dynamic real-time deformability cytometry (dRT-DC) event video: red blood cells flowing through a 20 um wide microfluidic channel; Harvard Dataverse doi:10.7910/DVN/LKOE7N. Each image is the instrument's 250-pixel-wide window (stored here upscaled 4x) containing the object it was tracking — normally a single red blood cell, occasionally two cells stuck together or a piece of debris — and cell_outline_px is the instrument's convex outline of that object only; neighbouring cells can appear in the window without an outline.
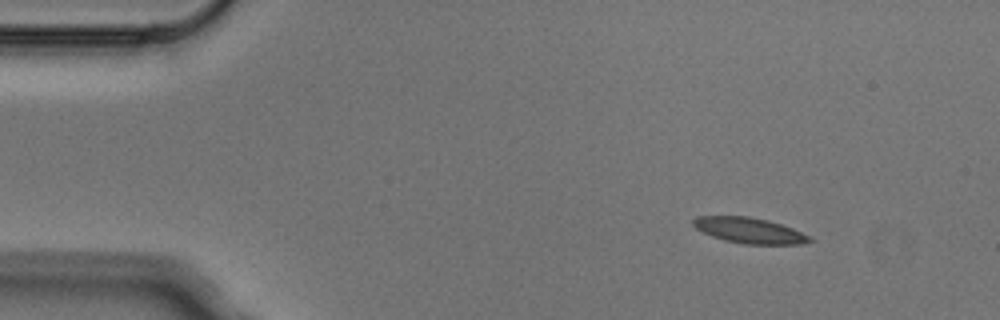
{"species": "Egyptian fruit bat (a non-hibernating species)", "species_latin": "Rousettus aegyptiacus", "temperature_condition": "cold", "stored_images_in_passage": 4, "camera_frame_rate_fps": 3000, "um_per_image_px": 0.085, "animal": {"sex": "male"}, "frame": {"image": 1, "passage_image": 1, "time_ms": 0.0, "image_size_px": [1000, 320], "cell_outline_px": [[816, 240], [804, 244], [744, 244], [724, 240], [712, 236], [696, 228], [692, 224], [692, 220], [696, 216], [748, 216], [768, 220], [792, 228], [812, 236]], "centroid_in_image_um": [63.75, 19.59], "position_along_channel_um": 21.3, "area_um2": 17.51}}
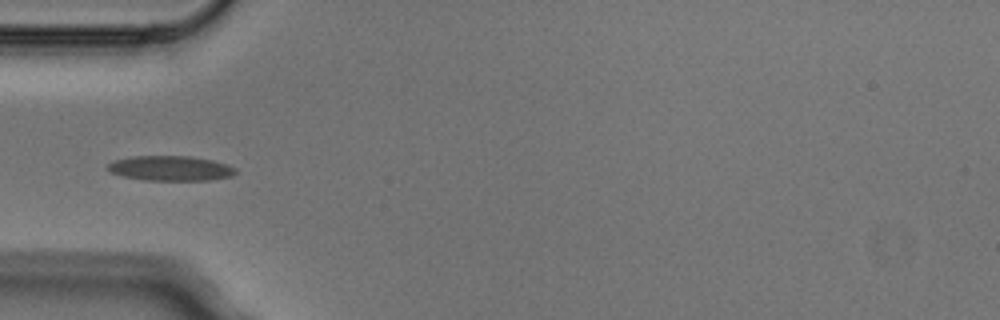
{"frame": {"image": 2, "passage_image": 4, "time_ms": 1.0, "image_size_px": [1000, 320], "cell_outline_px": [[236, 172], [232, 176], [208, 180], [144, 180], [124, 176], [108, 172], [104, 168], [112, 160], [132, 156], [192, 156], [212, 160], [228, 164], [236, 168]], "centroid_in_image_um": [14.45, 14.3], "position_along_channel_um": 70.5, "area_um2": 18.79}}